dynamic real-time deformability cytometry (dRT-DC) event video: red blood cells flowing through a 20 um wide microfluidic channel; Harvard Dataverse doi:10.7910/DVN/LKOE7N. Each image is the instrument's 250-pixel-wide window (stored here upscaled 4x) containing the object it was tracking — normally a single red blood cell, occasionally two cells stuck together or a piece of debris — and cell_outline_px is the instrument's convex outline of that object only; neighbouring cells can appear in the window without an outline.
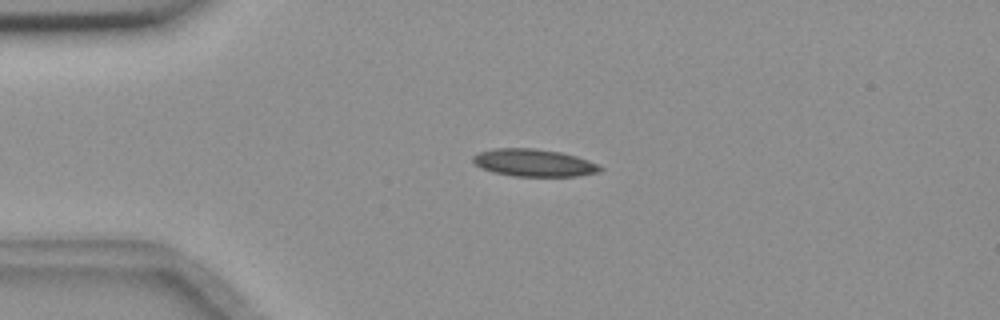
{"species": "common noctule bat (a hibernating species)", "species_latin": "Nyctalus noctula", "temperature_condition": "room temperature", "stored_images_in_passage": 3, "camera_frame_rate_fps": 3000, "um_per_image_px": 0.085, "animal": {"sex": "female", "body_mass_g": 18.4}, "frame": {"image": 1, "passage_image": 3, "time_ms": 0.667, "image_size_px": [1000, 320], "cell_outline_px": [[604, 168], [600, 172], [576, 176], [512, 176], [492, 172], [480, 168], [472, 160], [472, 156], [480, 152], [496, 148], [536, 148], [560, 152], [576, 156], [588, 160]], "centroid_in_image_um": [45.37, 13.84], "position_along_channel_um": 39.6, "area_um2": 20.35}}